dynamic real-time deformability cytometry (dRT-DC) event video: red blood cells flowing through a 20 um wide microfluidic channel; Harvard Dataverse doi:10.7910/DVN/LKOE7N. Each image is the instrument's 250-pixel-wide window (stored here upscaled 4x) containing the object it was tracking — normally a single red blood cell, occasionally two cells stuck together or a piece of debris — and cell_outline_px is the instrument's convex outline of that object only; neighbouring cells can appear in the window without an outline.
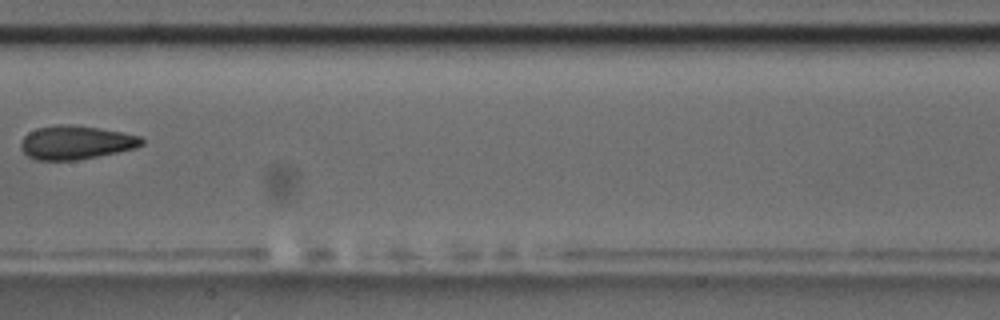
{"species": "common noctule bat (a hibernating species)", "species_latin": "Nyctalus noctula", "temperature_condition": "room temperature", "stored_images_in_passage": 15, "camera_frame_rate_fps": 3000, "um_per_image_px": 0.085, "animal": {"sex": "male", "body_mass_g": 17.5, "forearm_length_mm": 52.3}, "frame": {"image": 1, "passage_image": 9, "time_ms": 9.333, "image_size_px": [1000, 320], "cell_outline_px": [[144, 144], [136, 148], [76, 160], [36, 160], [28, 156], [20, 148], [20, 144], [24, 136], [28, 132], [36, 128], [56, 124], [68, 124], [100, 128], [124, 132], [140, 136], [144, 140]], "centroid_in_image_um": [6.44, 12.1], "position_along_channel_um": 201.0, "area_um2": 23.81}}
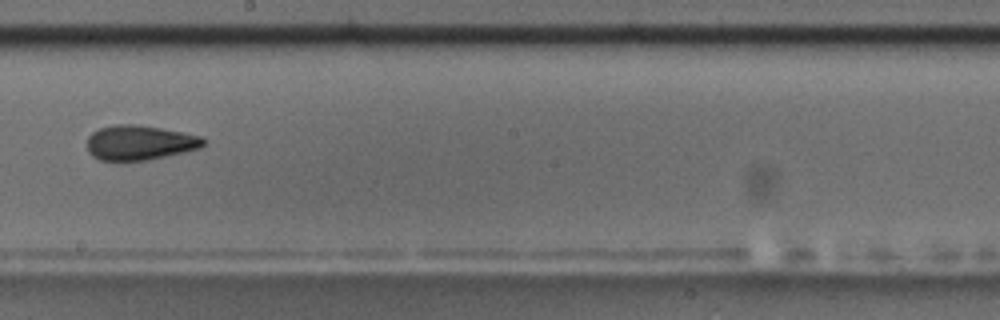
{"frame": {"image": 2, "passage_image": 10, "time_ms": 10.333, "image_size_px": [1000, 320], "cell_outline_px": [[208, 140], [200, 148], [184, 152], [148, 160], [100, 160], [92, 156], [88, 152], [88, 136], [92, 132], [100, 128], [116, 124], [136, 124], [160, 128], [200, 136]], "centroid_in_image_um": [11.87, 12.12], "position_along_channel_um": 236.3, "area_um2": 23.47}}
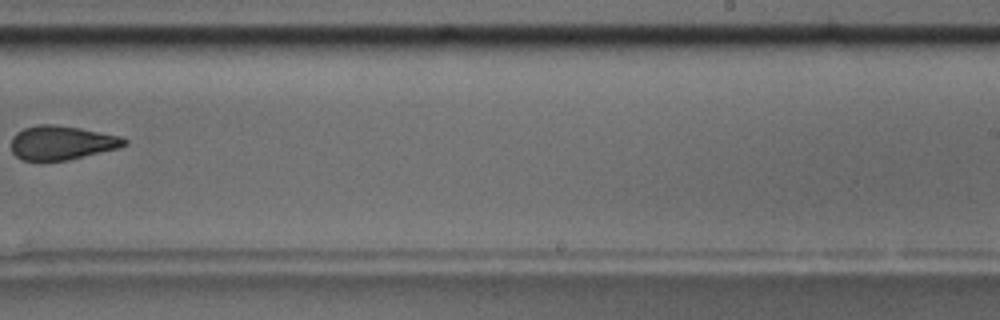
{"frame": {"image": 3, "passage_image": 11, "time_ms": 11.667, "image_size_px": [1000, 320], "cell_outline_px": [[128, 144], [116, 148], [68, 160], [40, 164], [20, 160], [12, 152], [12, 136], [16, 132], [24, 128], [36, 124], [56, 124], [80, 128], [120, 136], [128, 140]], "centroid_in_image_um": [5.17, 12.16], "position_along_channel_um": 283.8, "area_um2": 23.06}, "authors_computed_cell_mechanics": {"area_um2": 23.4668, "velocity_mm_per_s": 3.5605, "shape_relaxation_time_tau1_ms": 4.4115, "shape_relaxation_time_tau2_ms": 2.7556, "deformation_change_tau1": 0.128, "deformation_change_tau2": 0.0868}}